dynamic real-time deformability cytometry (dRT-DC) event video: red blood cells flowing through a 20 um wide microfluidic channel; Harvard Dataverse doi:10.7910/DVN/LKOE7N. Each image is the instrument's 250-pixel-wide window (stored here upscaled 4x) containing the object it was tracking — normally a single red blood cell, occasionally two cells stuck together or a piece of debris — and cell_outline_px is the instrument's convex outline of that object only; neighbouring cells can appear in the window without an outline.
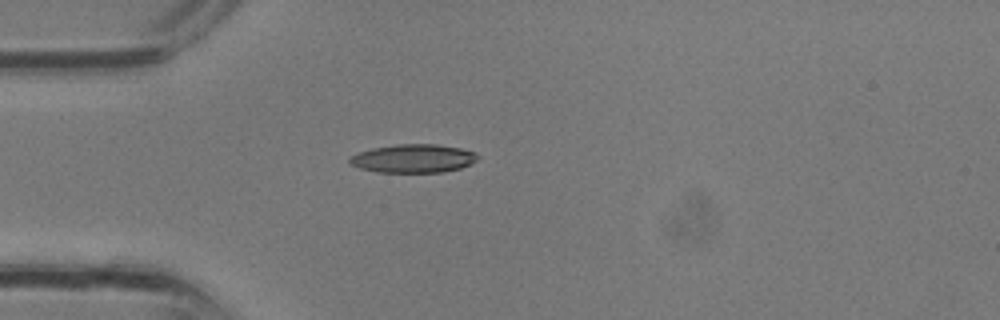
{"species": "common noctule bat (a hibernating species)", "species_latin": "Nyctalus noctula", "temperature_condition": "room temperature", "stored_images_in_passage": 2, "camera_frame_rate_fps": 3000, "um_per_image_px": 0.085, "animal": {"sex": "male", "body_mass_g": 13.3}, "frame": {"image": 1, "passage_image": 2, "time_ms": 0.333, "image_size_px": [1000, 320], "cell_outline_px": [[480, 156], [476, 160], [460, 168], [444, 172], [376, 172], [360, 168], [348, 164], [348, 156], [372, 148], [396, 144], [436, 144], [460, 148], [476, 152]], "centroid_in_image_um": [35.09, 13.47], "position_along_channel_um": 49.9, "area_um2": 21.33}}